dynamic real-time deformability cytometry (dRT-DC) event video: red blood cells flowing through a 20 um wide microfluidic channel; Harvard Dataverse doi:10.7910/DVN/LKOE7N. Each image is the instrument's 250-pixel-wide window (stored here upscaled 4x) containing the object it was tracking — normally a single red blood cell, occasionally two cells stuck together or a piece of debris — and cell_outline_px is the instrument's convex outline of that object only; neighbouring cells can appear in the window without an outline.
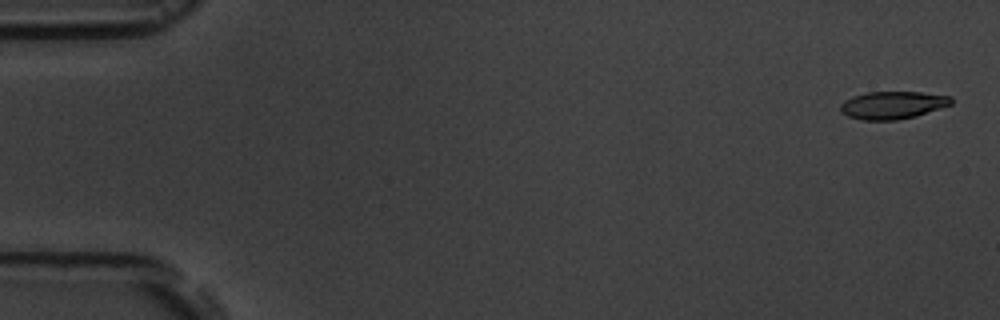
{"species": "common noctule bat (a hibernating species)", "species_latin": "Nyctalus noctula", "temperature_condition": "room temperature", "stored_images_in_passage": 11, "camera_frame_rate_fps": 3000, "um_per_image_px": 0.085, "animal": {"sex": "male", "body_mass_g": 19.5, "forearm_length_mm": 54.6}, "frame": {"image": 1, "passage_image": 1, "time_ms": 0.0, "image_size_px": [1000, 320], "cell_outline_px": [[952, 104], [916, 116], [896, 120], [860, 120], [848, 116], [840, 112], [840, 104], [844, 100], [852, 96], [868, 92], [920, 92], [952, 96]], "centroid_in_image_um": [75.85, 8.93], "position_along_channel_um": 9.2, "area_um2": 17.92}}
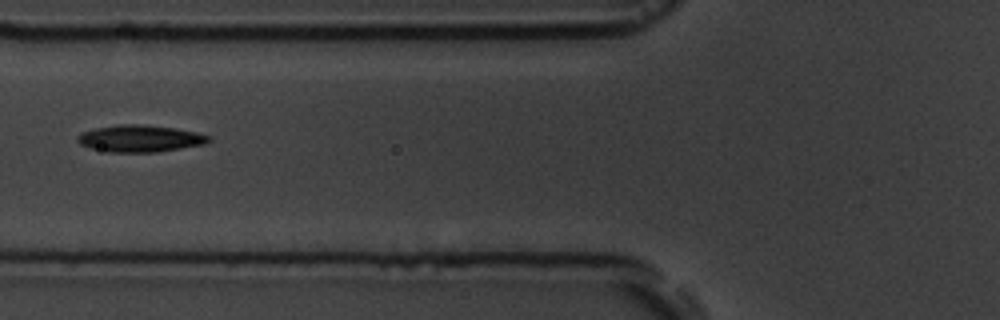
{"frame": {"image": 2, "passage_image": 6, "time_ms": 6.667, "image_size_px": [1000, 320], "cell_outline_px": [[212, 140], [208, 144], [156, 152], [108, 152], [88, 148], [80, 144], [76, 140], [76, 136], [84, 132], [96, 128], [120, 124], [136, 124], [176, 128], [196, 132], [212, 136]], "centroid_in_image_um": [11.94, 11.78], "position_along_channel_um": 113.9, "area_um2": 20.75}}
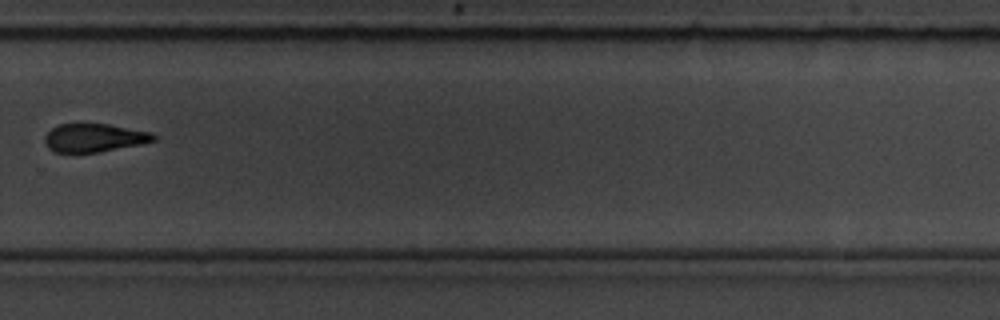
{"frame": {"image": 3, "passage_image": 11, "time_ms": 12.333, "image_size_px": [1000, 320], "cell_outline_px": [[156, 140], [140, 144], [100, 152], [52, 152], [48, 148], [44, 140], [44, 136], [52, 128], [60, 124], [80, 120], [108, 124], [152, 132], [156, 136]], "centroid_in_image_um": [7.97, 11.67], "position_along_channel_um": 321.8, "area_um2": 18.61}}